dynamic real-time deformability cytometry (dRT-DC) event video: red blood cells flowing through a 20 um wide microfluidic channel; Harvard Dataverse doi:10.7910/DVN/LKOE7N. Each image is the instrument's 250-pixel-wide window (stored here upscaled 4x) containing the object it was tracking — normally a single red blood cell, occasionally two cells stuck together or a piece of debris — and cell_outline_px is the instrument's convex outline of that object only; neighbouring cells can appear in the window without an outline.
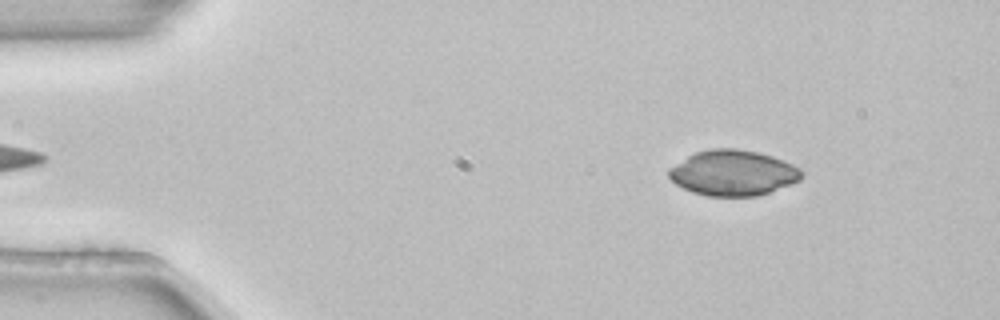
{"species": "common noctule bat (a hibernating species)", "species_latin": "Nyctalus noctula", "temperature_condition": "room temperature", "stored_images_in_passage": 5, "segment_of_instrument_passage": [2, 2], "camera_frame_rate_fps": 3000, "um_per_image_px": 0.085, "animal": {"sex": "female", "body_mass_g": 22.7, "forearm_length_mm": 54.2}, "frame": {"image": 1, "passage_image": 5, "time_ms": 1.333, "image_size_px": [1000, 320], "cell_outline_px": [[804, 176], [800, 180], [792, 184], [756, 196], [708, 196], [692, 192], [676, 184], [668, 176], [668, 168], [688, 156], [696, 152], [708, 148], [736, 148], [756, 152], [772, 156], [792, 164], [800, 168], [804, 172]], "centroid_in_image_um": [62.31, 14.69], "position_along_channel_um": 22.7, "area_um2": 35.26}}